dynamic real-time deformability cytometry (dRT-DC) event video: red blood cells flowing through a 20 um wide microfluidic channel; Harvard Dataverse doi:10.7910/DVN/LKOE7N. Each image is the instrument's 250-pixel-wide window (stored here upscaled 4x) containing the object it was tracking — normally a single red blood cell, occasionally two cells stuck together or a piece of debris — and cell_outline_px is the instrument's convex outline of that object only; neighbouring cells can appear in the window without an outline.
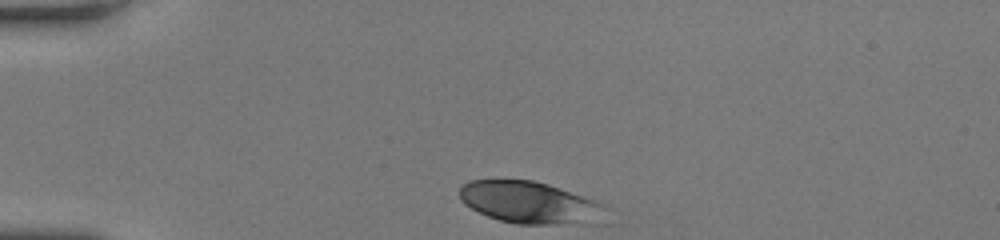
{"species": "human", "species_latin": "Homo sapiens", "temperature_condition": "room temperature", "stored_images_in_passage": 32, "camera_frame_rate_fps": 3000, "um_per_image_px": 0.085, "donor": {"sex": "female"}, "frame": {"image": 1, "passage_image": 1, "time_ms": 0.0, "image_size_px": [1000, 240], "cell_outline_px": [[604, 204], [596, 224], [516, 224], [500, 220], [488, 216], [464, 204], [460, 200], [460, 188], [468, 180], [532, 180], [548, 184], [596, 200]], "centroid_in_image_um": [45.0, 17.22], "position_along_channel_um": 40.0, "area_um2": 35.49}}
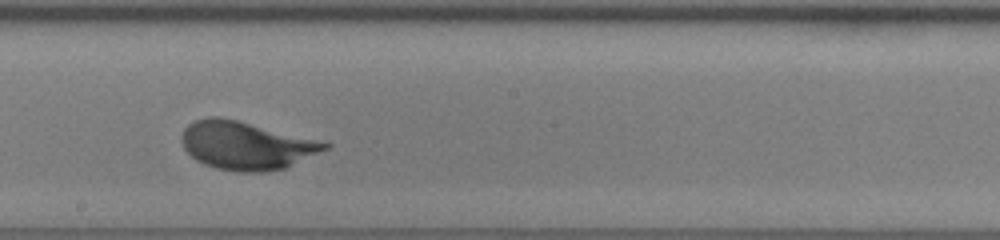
{"frame": {"image": 2, "passage_image": 19, "time_ms": 6.0, "image_size_px": [1000, 240], "cell_outline_px": [[332, 144], [328, 148], [284, 168], [264, 172], [236, 172], [216, 168], [204, 164], [196, 160], [184, 148], [180, 140], [180, 136], [184, 128], [188, 124], [196, 120], [212, 116], [216, 116], [236, 120]], "centroid_in_image_um": [20.85, 12.37], "position_along_channel_um": 227.4, "area_um2": 39.54}}
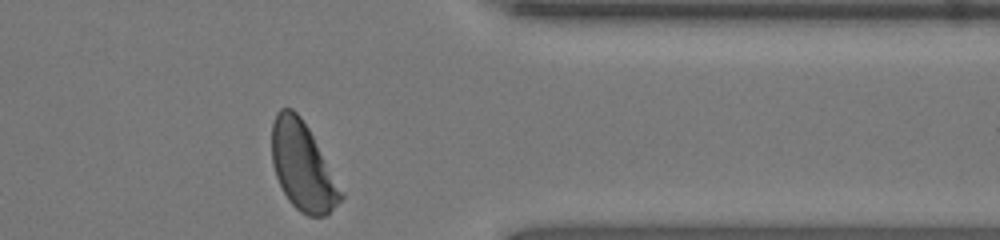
{"frame": {"image": 3, "passage_image": 32, "time_ms": 10.333, "image_size_px": [1000, 240], "cell_outline_px": [[344, 196], [324, 216], [308, 216], [300, 212], [288, 200], [276, 176], [272, 164], [272, 124], [276, 112], [280, 108], [292, 108], [300, 116], [308, 128]], "centroid_in_image_um": [25.67, 14.12], "position_along_channel_um": 385.7, "area_um2": 34.56}, "authors_computed_cell_mechanics": {"area_um2": 38.4659, "velocity_mm_per_s": 3.8449, "shape_relaxation_time_tau1_ms": 2.0392, "shape_relaxation_time_tau2_ms": null, "deformation_change_tau1": 0.1324, "deformation_change_tau2": null}}